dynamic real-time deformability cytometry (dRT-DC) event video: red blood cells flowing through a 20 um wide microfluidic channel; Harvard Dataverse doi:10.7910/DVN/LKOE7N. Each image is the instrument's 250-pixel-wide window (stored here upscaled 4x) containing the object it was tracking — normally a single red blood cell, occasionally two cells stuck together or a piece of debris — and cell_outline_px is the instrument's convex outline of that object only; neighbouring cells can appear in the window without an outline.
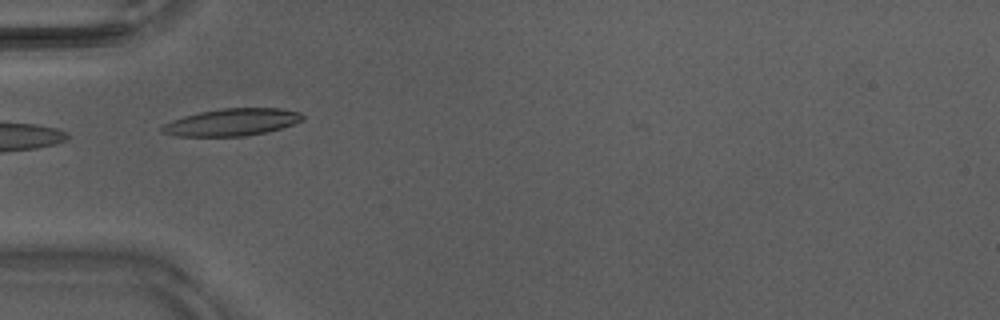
{"species": "Egyptian fruit bat (a non-hibernating species)", "species_latin": "Rousettus aegyptiacus", "temperature_condition": "warm", "stored_images_in_passage": 3, "camera_frame_rate_fps": 3000, "um_per_image_px": 0.085, "animal": {"sex": "male"}, "frame": {"image": 1, "passage_image": 1, "time_ms": 0.0, "image_size_px": [1000, 320], "cell_outline_px": [[304, 116], [300, 120], [292, 124], [280, 128], [260, 132], [236, 136], [184, 136], [168, 132], [168, 124], [176, 120], [188, 116], [204, 112], [228, 108], [276, 108], [296, 112]], "centroid_in_image_um": [19.85, 10.37], "position_along_channel_um": 65.1, "area_um2": 20.52}}